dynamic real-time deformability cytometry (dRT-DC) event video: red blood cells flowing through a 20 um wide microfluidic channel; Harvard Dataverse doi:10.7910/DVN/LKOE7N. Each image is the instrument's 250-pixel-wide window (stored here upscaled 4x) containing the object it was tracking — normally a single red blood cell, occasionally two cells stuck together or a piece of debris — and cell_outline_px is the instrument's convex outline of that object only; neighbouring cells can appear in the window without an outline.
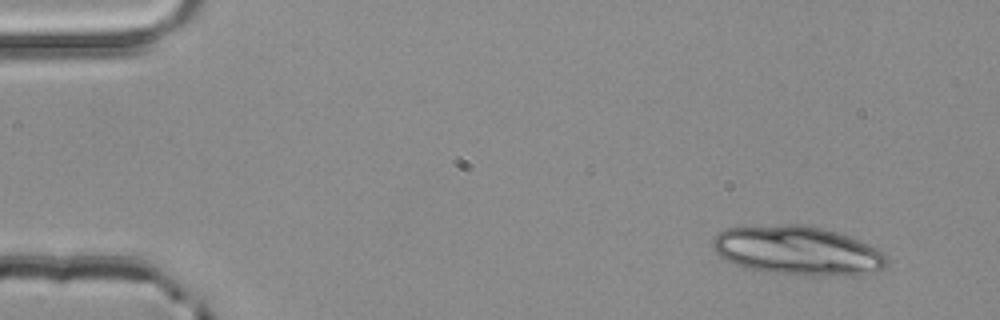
{"species": "common noctule bat (a hibernating species)", "species_latin": "Nyctalus noctula", "temperature_condition": "room temperature", "stored_images_in_passage": 3, "camera_frame_rate_fps": 3000, "um_per_image_px": 0.085, "animal": {"sex": "male", "body_mass_g": 20.4}, "frame": {"image": 1, "passage_image": 1, "time_ms": 0.0, "image_size_px": [1000, 320], "cell_outline_px": [[888, 268], [876, 272], [852, 276], [808, 276], [768, 272], [744, 268], [720, 256], [712, 248], [712, 240], [724, 228], [788, 224], [804, 224], [836, 232], [848, 236], [868, 244], [884, 252], [888, 260]], "centroid_in_image_um": [67.85, 21.33], "position_along_channel_um": 17.1, "area_um2": 50.23}}